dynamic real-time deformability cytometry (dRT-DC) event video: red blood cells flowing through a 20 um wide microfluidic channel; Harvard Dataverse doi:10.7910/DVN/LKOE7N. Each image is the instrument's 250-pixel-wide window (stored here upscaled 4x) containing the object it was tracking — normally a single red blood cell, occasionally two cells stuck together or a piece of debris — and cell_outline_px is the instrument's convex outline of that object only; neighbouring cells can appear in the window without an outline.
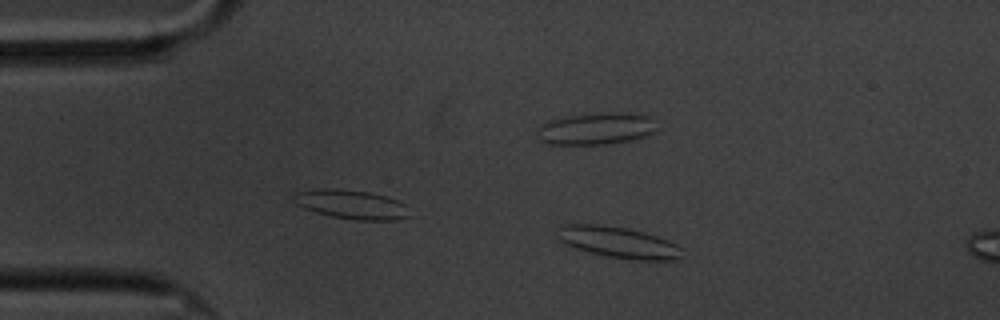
{"species": "common noctule bat (a hibernating species)", "species_latin": "Nyctalus noctula", "temperature_condition": "cold", "stored_images_in_passage": 46, "camera_frame_rate_fps": 3000, "um_per_image_px": 0.085, "animal": {"sex": "male", "body_mass_g": 20.1, "forearm_length_mm": 53.5}, "frame": {"image": 1, "passage_image": 9, "time_ms": 2.667, "image_size_px": [1000, 320], "cell_outline_px": [[680, 256], [676, 260], [632, 260], [608, 256], [592, 252], [568, 244], [560, 240], [556, 236], [560, 228], [568, 224], [600, 224], [628, 228], [644, 232], [668, 240], [676, 244], [680, 248]], "centroid_in_image_um": [52.6, 20.59], "position_along_channel_um": 32.4, "area_um2": 22.2}}
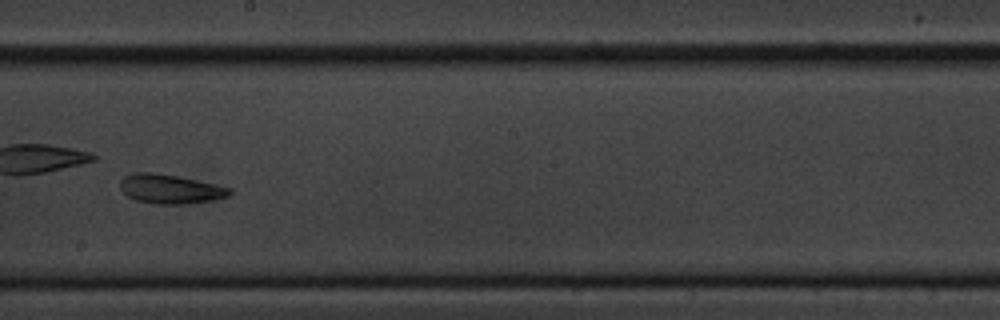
{"frame": {"image": 2, "passage_image": 31, "time_ms": 10.0, "image_size_px": [1000, 320], "cell_outline_px": [[232, 192], [228, 196], [216, 200], [188, 204], [156, 204], [136, 200], [128, 196], [120, 188], [120, 180], [124, 176], [132, 172], [148, 172], [176, 176], [216, 184], [232, 188]], "centroid_in_image_um": [14.49, 16.07], "position_along_channel_um": 233.7, "area_um2": 18.73}}
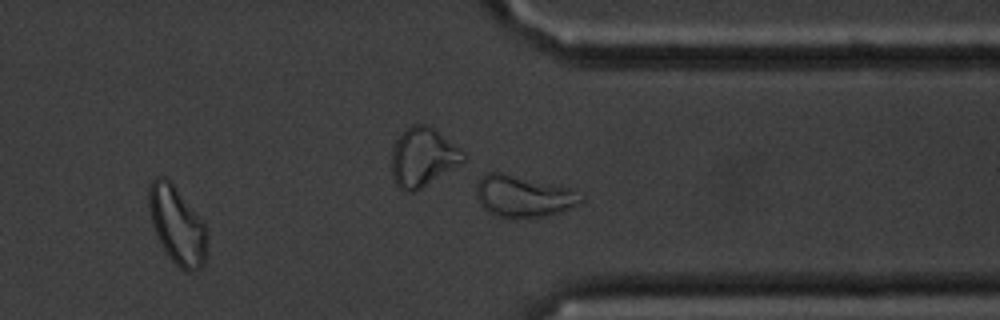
{"frame": {"image": 3, "passage_image": 43, "time_ms": 14.0, "image_size_px": [1000, 320], "cell_outline_px": [[208, 240], [204, 264], [200, 268], [192, 272], [188, 272], [180, 268], [168, 256], [152, 224], [148, 208], [148, 188], [152, 180], [156, 176], [164, 176], [172, 184], [204, 224]], "centroid_in_image_um": [15.04, 19.16], "position_along_channel_um": 396.4, "area_um2": 25.84}, "authors_computed_cell_mechanics": {"area_um2": 19.4786, "velocity_mm_per_s": 3.3406, "shape_relaxation_time_tau1_ms": 8.027, "shape_relaxation_time_tau2_ms": 3.8322, "deformation_change_tau1": 0.1481, "deformation_change_tau2": 0.1192}}